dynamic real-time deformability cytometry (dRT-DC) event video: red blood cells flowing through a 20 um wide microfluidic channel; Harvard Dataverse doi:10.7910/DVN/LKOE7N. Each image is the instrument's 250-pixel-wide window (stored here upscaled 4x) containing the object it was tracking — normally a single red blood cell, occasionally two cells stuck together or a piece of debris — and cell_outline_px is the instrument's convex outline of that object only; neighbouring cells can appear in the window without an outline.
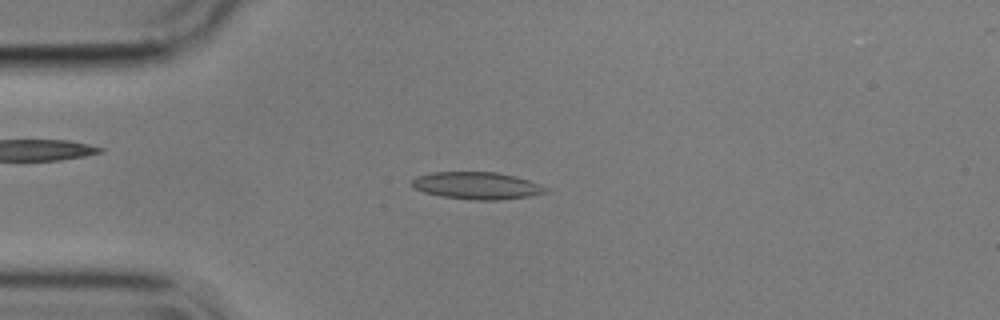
{"species": "common noctule bat (a hibernating species)", "species_latin": "Nyctalus noctula", "temperature_condition": "cold", "stored_images_in_passage": 55, "camera_frame_rate_fps": 3000, "um_per_image_px": 0.085, "animal": {"sex": "male", "body_mass_g": 17.9}, "frame": {"image": 1, "passage_image": 13, "time_ms": 4.0, "image_size_px": [1000, 320], "cell_outline_px": [[548, 192], [528, 196], [496, 200], [476, 200], [440, 196], [424, 192], [408, 184], [416, 176], [432, 172], [496, 172], [516, 176], [540, 184], [548, 188]], "centroid_in_image_um": [40.51, 15.77], "position_along_channel_um": 44.5, "area_um2": 21.21}}
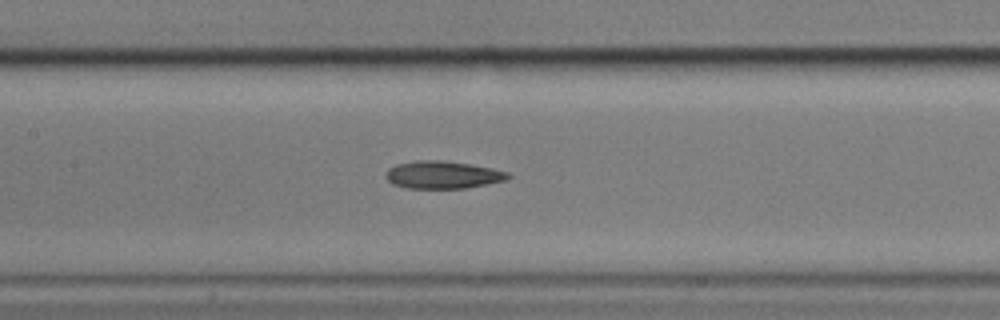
{"frame": {"image": 2, "passage_image": 25, "time_ms": 8.0, "image_size_px": [1000, 320], "cell_outline_px": [[512, 176], [508, 180], [464, 188], [408, 188], [392, 184], [388, 180], [388, 168], [396, 164], [416, 160], [440, 160], [468, 164], [492, 168], [508, 172]], "centroid_in_image_um": [37.66, 14.86], "position_along_channel_um": 169.7, "area_um2": 19.48}}
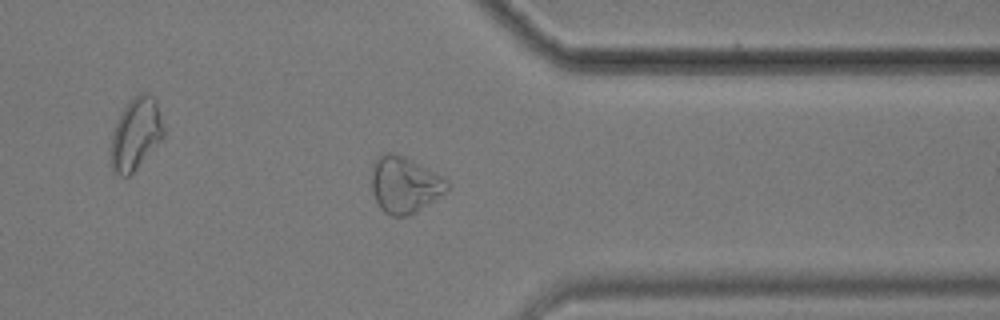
{"frame": {"image": 3, "passage_image": 43, "time_ms": 14.0, "image_size_px": [1000, 320], "cell_outline_px": [[448, 188], [444, 192], [416, 212], [408, 216], [392, 216], [384, 212], [380, 208], [372, 192], [372, 164], [376, 156], [384, 152], [392, 152], [412, 160], [448, 180]], "centroid_in_image_um": [34.34, 15.69], "position_along_channel_um": 377.1, "area_um2": 24.62}, "authors_computed_cell_mechanics": {"area_um2": 20.6924, "velocity_mm_per_s": 3.5561, "shape_relaxation_time_tau1_ms": null, "shape_relaxation_time_tau2_ms": 7.964, "deformation_change_tau1": null, "deformation_change_tau2": 0.1597}}